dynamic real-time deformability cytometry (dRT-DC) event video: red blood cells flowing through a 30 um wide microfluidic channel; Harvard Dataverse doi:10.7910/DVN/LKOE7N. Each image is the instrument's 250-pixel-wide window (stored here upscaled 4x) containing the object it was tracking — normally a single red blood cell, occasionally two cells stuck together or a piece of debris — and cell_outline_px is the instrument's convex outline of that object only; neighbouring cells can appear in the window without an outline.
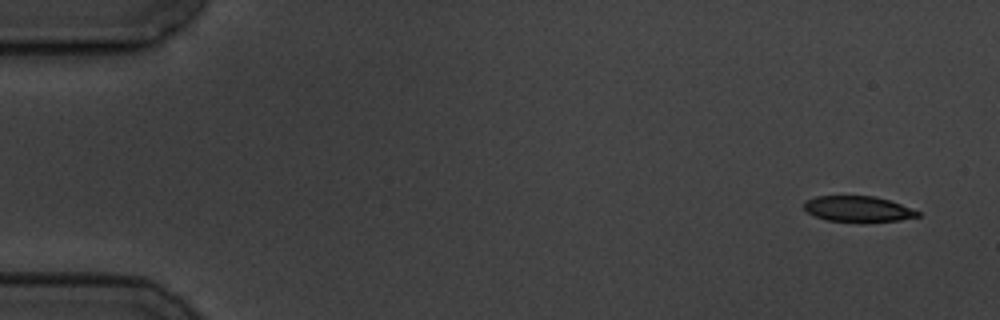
{"species": "common noctule bat (a hibernating species)", "species_latin": "Nyctalus noctula", "temperature_condition": "cold", "stored_images_in_passage": 5, "camera_frame_rate_fps": 3000, "um_per_image_px": 0.085, "animal": {"sex": "male", "body_mass_g": 19.5, "forearm_length_mm": 54.6}, "frame": {"image": 1, "passage_image": 1, "time_ms": 0.0, "image_size_px": [1000, 320], "cell_outline_px": [[920, 216], [900, 220], [828, 220], [816, 216], [808, 212], [804, 208], [804, 200], [816, 196], [876, 196], [900, 204], [920, 212]], "centroid_in_image_um": [72.91, 17.72], "position_along_channel_um": 12.1, "area_um2": 16.42}}
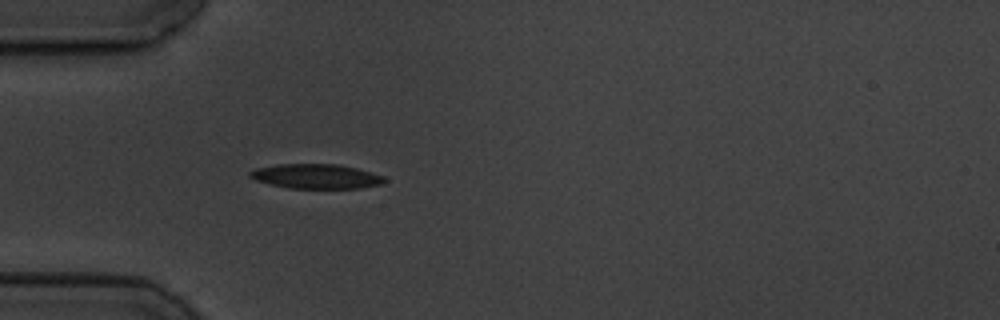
{"frame": {"image": 2, "passage_image": 5, "time_ms": 4.667, "image_size_px": [1000, 320], "cell_outline_px": [[388, 180], [384, 184], [360, 188], [288, 188], [268, 184], [256, 180], [248, 176], [248, 172], [256, 168], [276, 164], [340, 164], [372, 172], [384, 176]], "centroid_in_image_um": [26.89, 14.99], "position_along_channel_um": 58.1, "area_um2": 19.54}}